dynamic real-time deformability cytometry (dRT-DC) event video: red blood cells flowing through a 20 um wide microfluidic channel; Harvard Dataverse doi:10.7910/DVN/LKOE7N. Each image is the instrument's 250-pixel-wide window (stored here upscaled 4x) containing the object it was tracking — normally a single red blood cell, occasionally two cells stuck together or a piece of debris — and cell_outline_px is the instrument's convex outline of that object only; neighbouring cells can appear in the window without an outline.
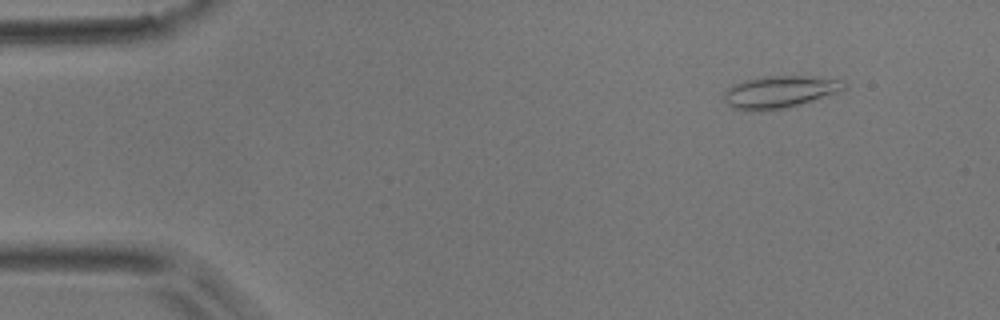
{"species": "common noctule bat (a hibernating species)", "species_latin": "Nyctalus noctula", "temperature_condition": "room temperature", "stored_images_in_passage": 42, "camera_frame_rate_fps": 3000, "um_per_image_px": 0.085, "animal": {"sex": "male", "body_mass_g": 17.9}, "frame": {"image": 1, "passage_image": 4, "time_ms": 1.0, "image_size_px": [1000, 320], "cell_outline_px": [[848, 84], [844, 88], [836, 92], [788, 108], [760, 112], [744, 112], [732, 108], [724, 100], [724, 92], [732, 84], [744, 80], [768, 76], [812, 76], [840, 80]], "centroid_in_image_um": [66.19, 7.84], "position_along_channel_um": 18.8, "area_um2": 22.72}}
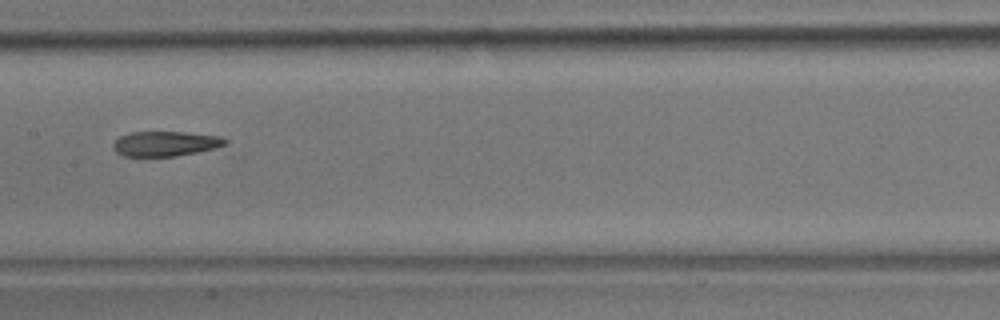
{"frame": {"image": 2, "passage_image": 24, "time_ms": 7.667, "image_size_px": [1000, 320], "cell_outline_px": [[228, 144], [196, 152], [176, 156], [124, 156], [116, 152], [112, 148], [112, 144], [120, 136], [132, 132], [184, 132], [220, 136], [228, 140]], "centroid_in_image_um": [14.04, 12.21], "position_along_channel_um": 193.4, "area_um2": 16.18}}
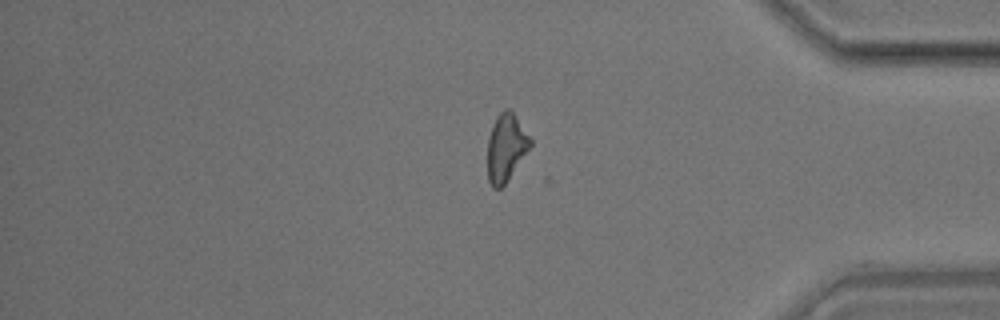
{"frame": {"image": 3, "passage_image": 41, "time_ms": 13.333, "image_size_px": [1000, 320], "cell_outline_px": [[532, 144], [504, 184], [500, 188], [492, 188], [488, 180], [488, 136], [492, 124], [496, 116], [504, 108], [508, 108], [512, 112], [532, 140]], "centroid_in_image_um": [42.98, 12.52], "position_along_channel_um": 392.2, "area_um2": 16.53}, "authors_computed_cell_mechanics": {"area_um2": 17.4556, "velocity_mm_per_s": 3.9405, "shape_relaxation_time_tau1_ms": 7.9762, "shape_relaxation_time_tau2_ms": 9.7553, "deformation_change_tau1": 0.1861, "deformation_change_tau2": 0.1908}}